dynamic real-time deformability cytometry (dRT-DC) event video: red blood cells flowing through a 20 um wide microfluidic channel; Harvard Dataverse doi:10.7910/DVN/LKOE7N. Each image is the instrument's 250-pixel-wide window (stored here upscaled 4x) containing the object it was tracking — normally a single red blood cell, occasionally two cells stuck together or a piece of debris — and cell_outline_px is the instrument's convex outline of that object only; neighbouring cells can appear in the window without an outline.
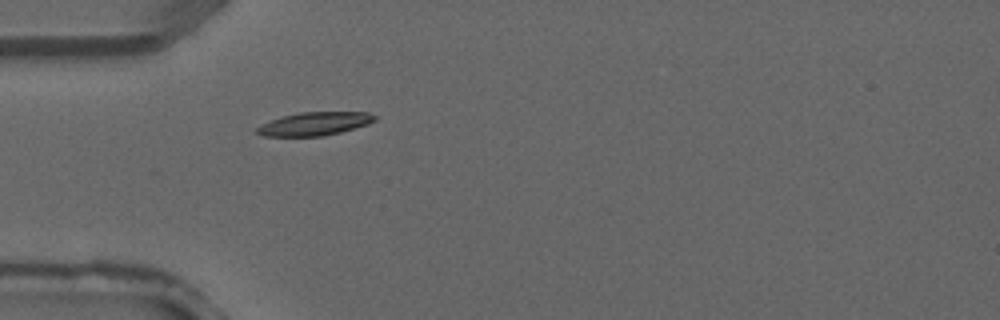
{"species": "common noctule bat (a hibernating species)", "species_latin": "Nyctalus noctula", "temperature_condition": "warm", "stored_images_in_passage": 4, "camera_frame_rate_fps": 3000, "um_per_image_px": 0.085, "animal": {"sex": "male", "forearm_length_mm": 52.5}, "frame": {"image": 1, "passage_image": 3, "time_ms": 0.667, "image_size_px": [1000, 320], "cell_outline_px": [[376, 120], [368, 124], [340, 132], [324, 136], [264, 136], [252, 132], [256, 128], [272, 120], [284, 116], [300, 112], [368, 112], [376, 116]], "centroid_in_image_um": [26.74, 10.52], "position_along_channel_um": 58.3, "area_um2": 15.9}}